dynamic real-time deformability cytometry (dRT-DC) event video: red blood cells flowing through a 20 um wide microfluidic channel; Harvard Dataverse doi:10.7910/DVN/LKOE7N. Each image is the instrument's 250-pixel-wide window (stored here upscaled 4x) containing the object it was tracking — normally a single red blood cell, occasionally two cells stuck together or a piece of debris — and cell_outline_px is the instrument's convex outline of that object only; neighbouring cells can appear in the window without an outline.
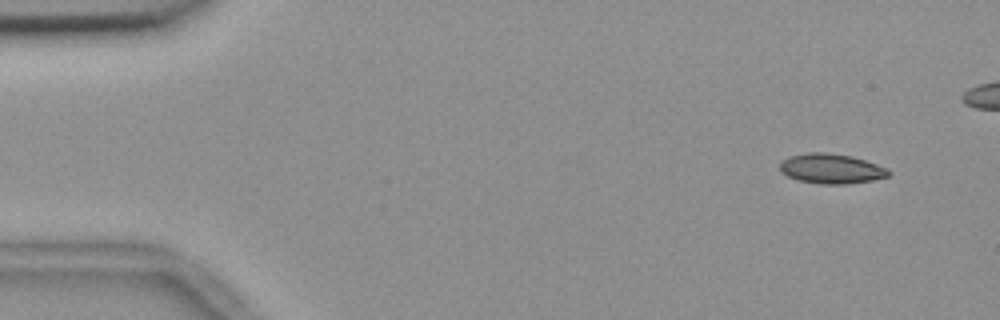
{"species": "common noctule bat (a hibernating species)", "species_latin": "Nyctalus noctula", "temperature_condition": "room temperature", "stored_images_in_passage": 6, "camera_frame_rate_fps": 3000, "um_per_image_px": 0.085, "animal": {"sex": "female", "body_mass_g": 18.4}, "frame": {"image": 1, "passage_image": 1, "time_ms": 0.0, "image_size_px": [1000, 320], "cell_outline_px": [[892, 172], [888, 176], [872, 180], [848, 184], [820, 184], [796, 180], [780, 172], [780, 164], [788, 156], [808, 152], [824, 152], [852, 156], [888, 168]], "centroid_in_image_um": [70.65, 14.34], "position_along_channel_um": 14.4, "area_um2": 19.02}}